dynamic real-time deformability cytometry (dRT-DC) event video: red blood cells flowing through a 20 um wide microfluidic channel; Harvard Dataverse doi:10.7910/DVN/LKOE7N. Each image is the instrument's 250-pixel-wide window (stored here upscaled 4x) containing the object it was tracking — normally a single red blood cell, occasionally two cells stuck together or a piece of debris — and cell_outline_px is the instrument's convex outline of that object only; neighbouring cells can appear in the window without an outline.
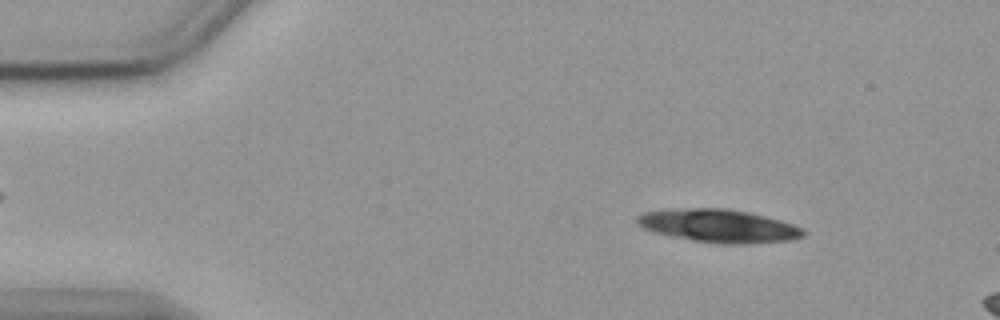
{"species": "common noctule bat (a hibernating species)", "species_latin": "Nyctalus noctula", "temperature_condition": "cold", "stored_images_in_passage": 13, "camera_frame_rate_fps": 3000, "um_per_image_px": 0.085, "animal": {"sex": "female", "body_mass_g": 19.9}, "frame": {"image": 1, "passage_image": 6, "time_ms": 1.667, "image_size_px": [1000, 320], "cell_outline_px": [[808, 232], [804, 236], [792, 240], [748, 244], [720, 244], [692, 240], [652, 232], [636, 224], [636, 216], [644, 212], [692, 208], [724, 208], [748, 212], [780, 220], [804, 228]], "centroid_in_image_um": [61.13, 19.21], "position_along_channel_um": 23.9, "area_um2": 32.08}}